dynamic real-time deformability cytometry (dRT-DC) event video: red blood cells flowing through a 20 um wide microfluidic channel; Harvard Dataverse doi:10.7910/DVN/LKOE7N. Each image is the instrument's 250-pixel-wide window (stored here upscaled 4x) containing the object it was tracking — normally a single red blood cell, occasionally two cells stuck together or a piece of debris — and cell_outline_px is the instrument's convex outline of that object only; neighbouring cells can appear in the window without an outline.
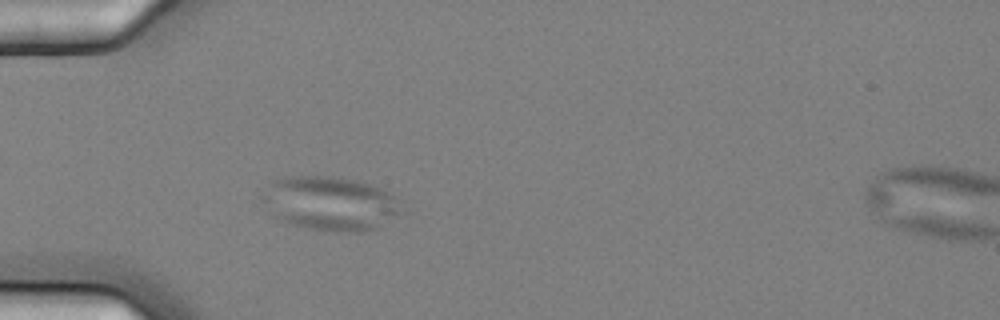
{"species": "common noctule bat (a hibernating species)", "species_latin": "Nyctalus noctula", "temperature_condition": "cold", "stored_images_in_passage": 58, "camera_frame_rate_fps": 3000, "um_per_image_px": 0.085, "animal": {"sex": "female", "body_mass_g": 25.1}, "frame": {"image": 1, "passage_image": 18, "time_ms": 5.667, "image_size_px": [1000, 320], "cell_outline_px": [[404, 212], [376, 228], [360, 232], [332, 232], [308, 228], [292, 224], [272, 216], [268, 212], [260, 200], [260, 196], [268, 184], [272, 180], [288, 176], [332, 176], [356, 180], [372, 184], [388, 192], [396, 200]], "centroid_in_image_um": [28.01, 17.29], "position_along_channel_um": 57.0, "area_um2": 44.27}}
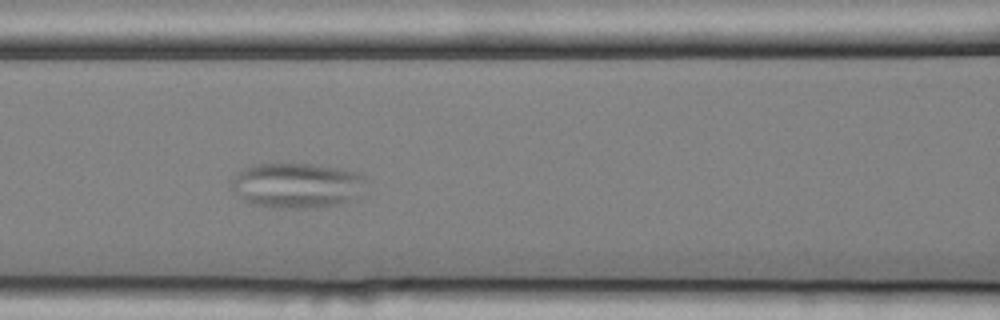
{"frame": {"image": 2, "passage_image": 26, "time_ms": 8.333, "image_size_px": [1000, 320], "cell_outline_px": [[368, 180], [348, 200], [340, 204], [320, 208], [276, 208], [248, 204], [232, 188], [232, 180], [244, 168], [256, 164], [312, 164], [340, 168], [360, 172]], "centroid_in_image_um": [25.22, 15.76], "position_along_channel_um": 141.4, "area_um2": 35.2}}
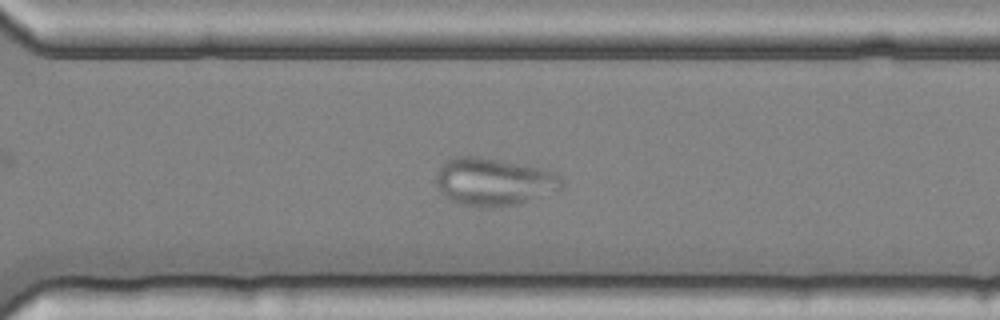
{"frame": {"image": 3, "passage_image": 42, "time_ms": 13.667, "image_size_px": [1000, 320], "cell_outline_px": [[564, 184], [560, 188], [520, 204], [492, 208], [484, 208], [456, 204], [448, 200], [440, 192], [436, 184], [436, 176], [444, 160], [456, 156], [480, 156], [524, 164], [556, 172], [560, 176]], "centroid_in_image_um": [41.92, 15.46], "position_along_channel_um": 328.7, "area_um2": 35.43}}